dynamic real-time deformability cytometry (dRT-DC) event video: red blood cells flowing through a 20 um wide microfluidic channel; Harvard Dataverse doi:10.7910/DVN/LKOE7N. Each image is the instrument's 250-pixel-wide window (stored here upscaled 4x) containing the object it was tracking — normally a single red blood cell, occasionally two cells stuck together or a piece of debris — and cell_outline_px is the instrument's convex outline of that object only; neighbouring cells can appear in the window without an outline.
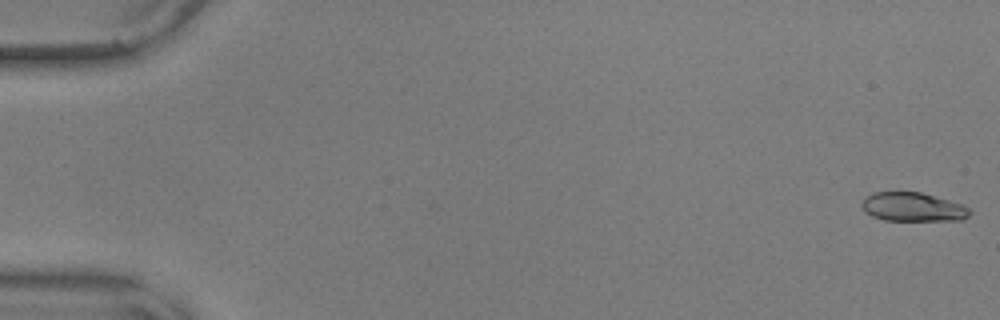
{"species": "common noctule bat (a hibernating species)", "species_latin": "Nyctalus noctula", "temperature_condition": "warm", "stored_images_in_passage": 57, "camera_frame_rate_fps": 3000, "um_per_image_px": 0.085, "animal": {"sex": "male", "body_mass_g": 17.9, "forearm_length_mm": 54.2}, "frame": {"image": 1, "passage_image": 1, "time_ms": 0.0, "image_size_px": [1000, 320], "cell_outline_px": [[972, 212], [964, 220], [884, 220], [872, 216], [864, 212], [864, 200], [872, 192], [920, 192], [948, 200], [960, 204], [968, 208]], "centroid_in_image_um": [77.61, 17.6], "position_along_channel_um": 7.4, "area_um2": 17.86}}
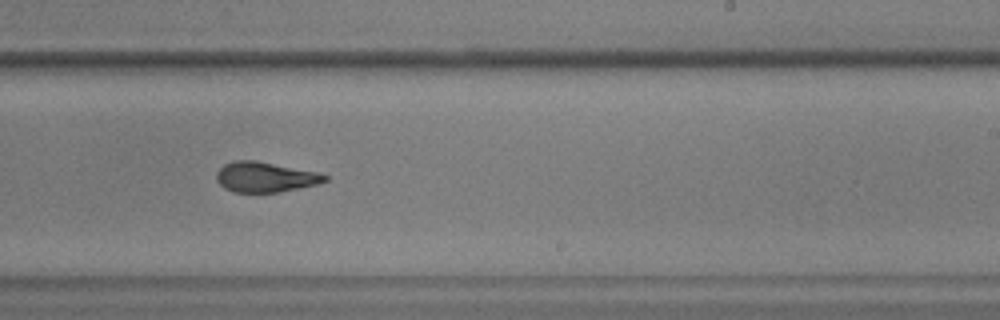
{"frame": {"image": 2, "passage_image": 35, "time_ms": 11.333, "image_size_px": [1000, 320], "cell_outline_px": [[328, 180], [316, 184], [280, 192], [232, 192], [224, 188], [216, 180], [216, 172], [224, 164], [232, 160], [256, 160], [320, 172], [328, 176]], "centroid_in_image_um": [22.53, 15.04], "position_along_channel_um": 266.5, "area_um2": 19.25}}
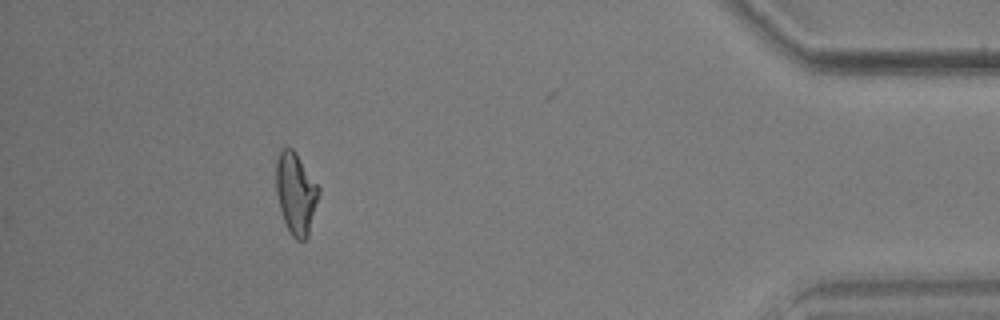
{"frame": {"image": 3, "passage_image": 51, "time_ms": 16.667, "image_size_px": [1000, 320], "cell_outline_px": [[320, 192], [308, 236], [304, 240], [296, 240], [292, 236], [284, 220], [280, 208], [276, 192], [276, 160], [280, 148], [292, 148], [296, 152], [320, 188]], "centroid_in_image_um": [25.15, 16.41], "position_along_channel_um": 410.1, "area_um2": 20.23}, "authors_computed_cell_mechanics": {"area_um2": 19.5364, "velocity_mm_per_s": 3.6441, "shape_relaxation_time_tau1_ms": 7.2542, "shape_relaxation_time_tau2_ms": 1.8082, "deformation_change_tau1": 0.1937, "deformation_change_tau2": 0.0922}}